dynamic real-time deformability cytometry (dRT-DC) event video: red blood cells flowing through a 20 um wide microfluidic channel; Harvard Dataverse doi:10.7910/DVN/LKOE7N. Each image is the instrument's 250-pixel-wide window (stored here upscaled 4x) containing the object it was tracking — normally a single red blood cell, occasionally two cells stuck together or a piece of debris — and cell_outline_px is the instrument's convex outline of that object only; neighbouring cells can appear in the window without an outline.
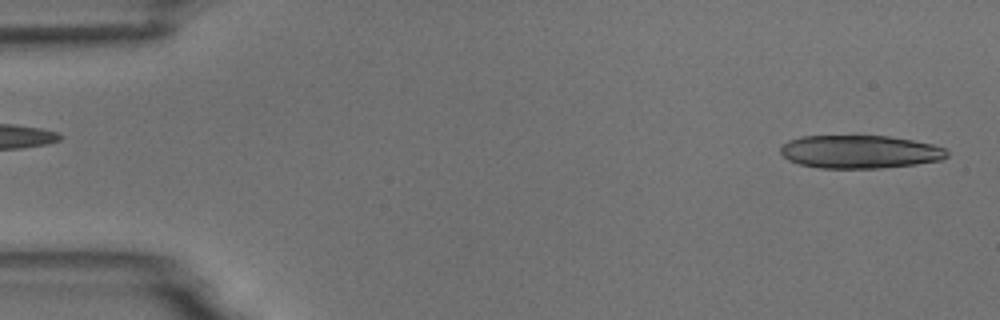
{"species": "common noctule bat (a hibernating species)", "species_latin": "Nyctalus noctula", "temperature_condition": "room temperature", "stored_images_in_passage": 6, "segment_of_instrument_passage": [2, 2], "camera_frame_rate_fps": 3000, "um_per_image_px": 0.085, "animal": {"sex": "male", "body_mass_g": 18.8}, "frame": {"image": 1, "passage_image": 6, "time_ms": 5.667, "image_size_px": [1000, 320], "cell_outline_px": [[948, 156], [940, 160], [916, 164], [880, 168], [820, 168], [800, 164], [788, 160], [780, 152], [780, 148], [788, 140], [800, 136], [856, 132], [888, 136], [912, 140], [932, 144], [944, 148], [948, 152]], "centroid_in_image_um": [73.03, 12.84], "position_along_channel_um": 12.0, "area_um2": 33.35}}